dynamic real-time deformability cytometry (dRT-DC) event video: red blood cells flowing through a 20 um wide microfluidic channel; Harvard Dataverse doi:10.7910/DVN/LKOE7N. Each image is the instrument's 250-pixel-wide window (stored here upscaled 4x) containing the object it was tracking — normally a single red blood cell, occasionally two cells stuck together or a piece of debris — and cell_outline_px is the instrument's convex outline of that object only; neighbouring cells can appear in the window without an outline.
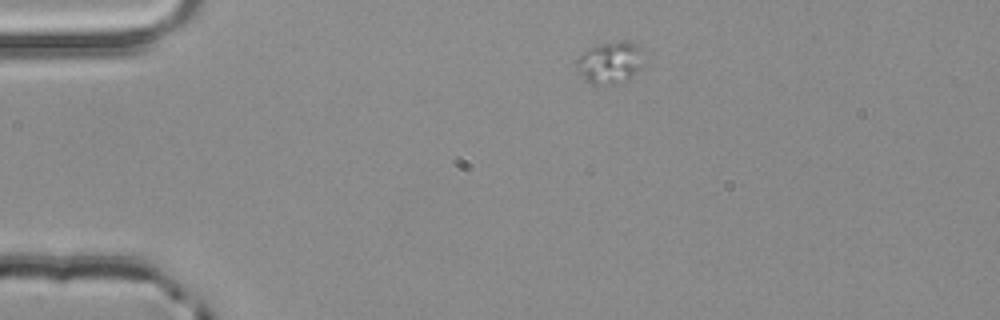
{"species": "common noctule bat (a hibernating species)", "species_latin": "Nyctalus noctula", "temperature_condition": "room temperature", "stored_images_in_passage": 2, "camera_frame_rate_fps": 3000, "um_per_image_px": 0.085, "animal": {"sex": "male", "body_mass_g": 20.4}, "frame": {"image": 1, "passage_image": 1, "time_ms": 0.0, "image_size_px": [1000, 320], "cell_outline_px": [[640, 68], [632, 76], [612, 84], [592, 84], [576, 68], [576, 60], [584, 52], [600, 44], [620, 40], [628, 40], [636, 44], [640, 48]], "centroid_in_image_um": [51.84, 5.29], "position_along_channel_um": 33.2, "area_um2": 15.72}}